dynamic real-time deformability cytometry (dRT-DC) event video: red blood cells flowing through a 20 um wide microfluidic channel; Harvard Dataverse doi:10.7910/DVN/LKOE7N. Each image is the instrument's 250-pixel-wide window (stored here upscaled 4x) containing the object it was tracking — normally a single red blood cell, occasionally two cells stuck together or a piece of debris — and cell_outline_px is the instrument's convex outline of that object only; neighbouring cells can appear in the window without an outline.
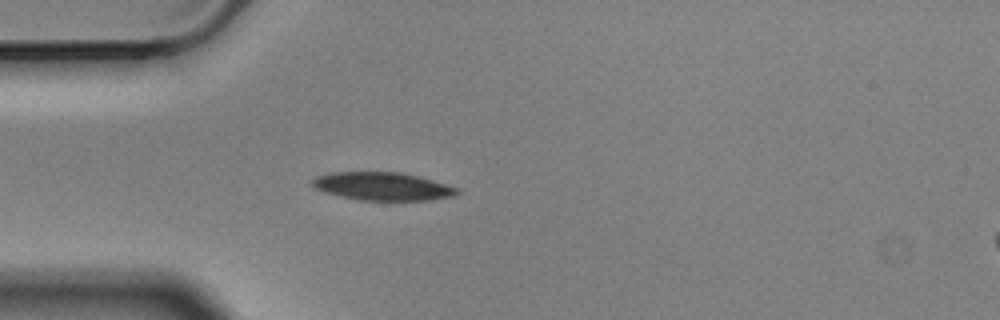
{"species": "Egyptian fruit bat (a non-hibernating species)", "species_latin": "Rousettus aegyptiacus", "temperature_condition": "cold", "stored_images_in_passage": 2, "camera_frame_rate_fps": 3000, "um_per_image_px": 0.085, "animal": {"sex": "male"}, "frame": {"image": 1, "passage_image": 2, "time_ms": 0.333, "image_size_px": [1000, 320], "cell_outline_px": [[460, 192], [452, 196], [428, 200], [360, 200], [328, 192], [316, 188], [312, 184], [312, 180], [316, 176], [328, 172], [400, 172], [420, 176], [448, 184], [460, 188]], "centroid_in_image_um": [32.58, 15.82], "position_along_channel_um": 52.4, "area_um2": 23.58}}